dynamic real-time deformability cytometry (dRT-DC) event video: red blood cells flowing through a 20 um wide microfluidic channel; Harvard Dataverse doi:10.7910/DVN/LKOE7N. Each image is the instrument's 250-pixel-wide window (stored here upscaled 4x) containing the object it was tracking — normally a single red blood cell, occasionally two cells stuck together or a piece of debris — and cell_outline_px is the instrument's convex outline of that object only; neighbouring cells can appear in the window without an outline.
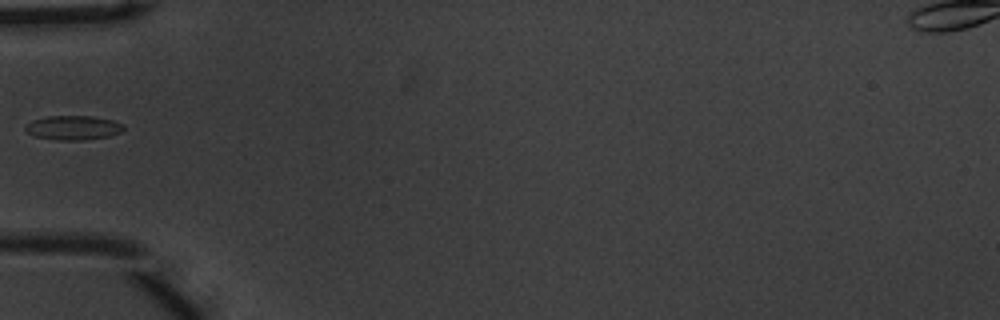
{"species": "common noctule bat (a hibernating species)", "species_latin": "Nyctalus noctula", "temperature_condition": "warm", "stored_images_in_passage": 27, "camera_frame_rate_fps": 3000, "um_per_image_px": 0.085, "animal": {"sex": "male", "body_mass_g": 20.1, "forearm_length_mm": 53.5}, "frame": {"image": 1, "passage_image": 1, "time_ms": 0.0, "image_size_px": [1000, 320], "cell_outline_px": [[124, 128], [120, 132], [108, 136], [84, 140], [60, 140], [36, 136], [28, 132], [24, 128], [32, 120], [48, 116], [92, 116], [112, 120], [124, 124]], "centroid_in_image_um": [6.24, 10.85], "position_along_channel_um": 78.8, "area_um2": 13.7}}
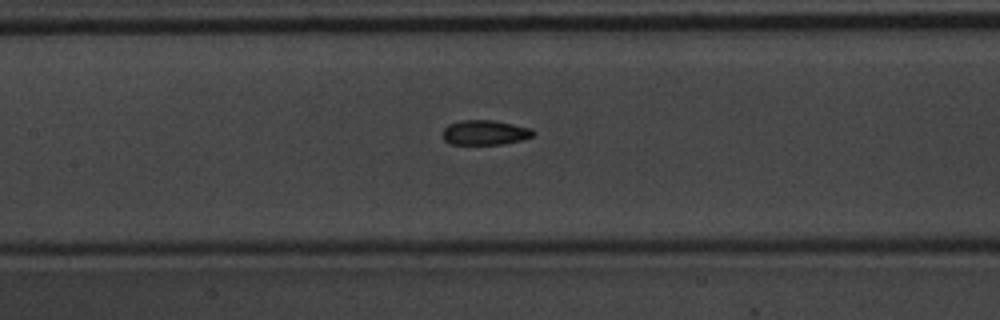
{"frame": {"image": 2, "passage_image": 8, "time_ms": 2.333, "image_size_px": [1000, 320], "cell_outline_px": [[536, 132], [532, 136], [520, 140], [504, 144], [448, 144], [444, 140], [444, 128], [448, 124], [460, 120], [492, 120], [532, 128]], "centroid_in_image_um": [41.22, 11.26], "position_along_channel_um": 166.2, "area_um2": 13.06}}
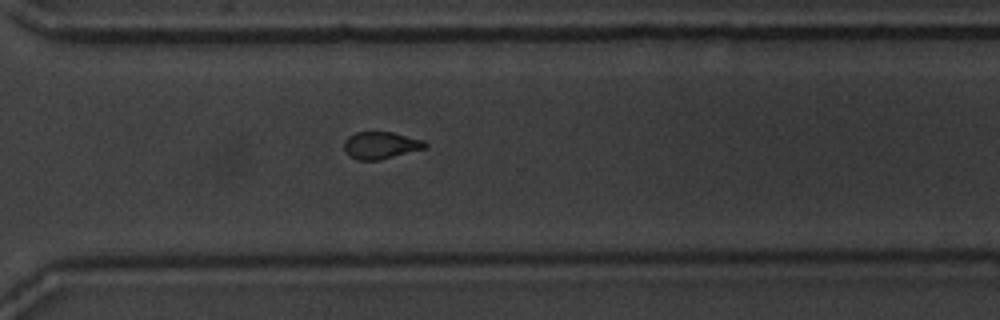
{"frame": {"image": 3, "passage_image": 22, "time_ms": 7.0, "image_size_px": [1000, 320], "cell_outline_px": [[428, 144], [424, 148], [376, 160], [356, 160], [348, 156], [344, 148], [344, 140], [348, 136], [356, 132], [392, 132], [424, 140]], "centroid_in_image_um": [32.31, 12.34], "position_along_channel_um": 338.3, "area_um2": 12.66}}